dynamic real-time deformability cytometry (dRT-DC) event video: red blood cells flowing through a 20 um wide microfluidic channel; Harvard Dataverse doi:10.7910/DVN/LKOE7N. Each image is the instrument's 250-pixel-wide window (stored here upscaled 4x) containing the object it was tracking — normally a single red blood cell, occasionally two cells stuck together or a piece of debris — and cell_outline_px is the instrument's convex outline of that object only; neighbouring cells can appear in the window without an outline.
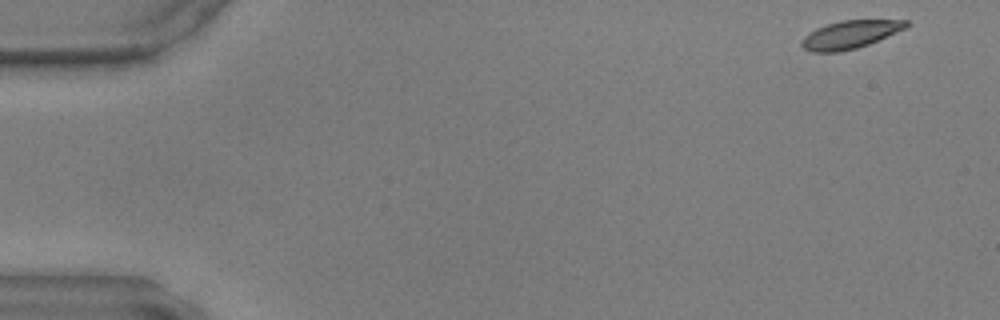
{"species": "common noctule bat (a hibernating species)", "species_latin": "Nyctalus noctula", "temperature_condition": "warm", "stored_images_in_passage": 46, "camera_frame_rate_fps": 3000, "um_per_image_px": 0.085, "animal": {"sex": "male", "body_mass_g": 17.9, "forearm_length_mm": 54.2}, "frame": {"image": 1, "passage_image": 1, "time_ms": 0.0, "image_size_px": [1000, 320], "cell_outline_px": [[912, 24], [904, 28], [868, 44], [856, 48], [840, 52], [812, 52], [804, 48], [800, 44], [804, 36], [816, 28], [840, 20], [908, 20]], "centroid_in_image_um": [72.24, 2.93], "position_along_channel_um": 12.8, "area_um2": 16.82}}
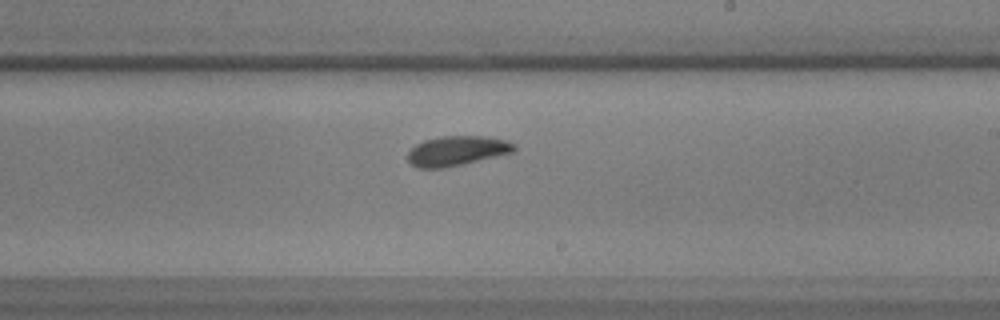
{"frame": {"image": 2, "passage_image": 27, "time_ms": 8.667, "image_size_px": [1000, 320], "cell_outline_px": [[516, 152], [464, 164], [444, 168], [416, 168], [408, 164], [408, 152], [416, 144], [424, 140], [440, 136], [480, 136], [504, 140], [516, 144]], "centroid_in_image_um": [38.83, 12.84], "position_along_channel_um": 250.2, "area_um2": 18.67}}
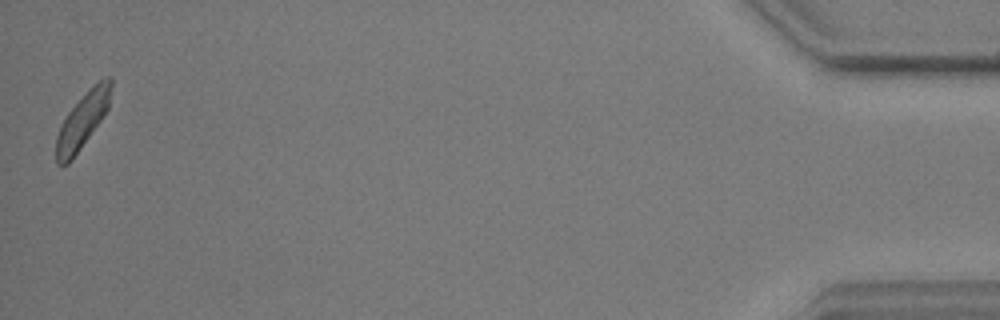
{"frame": {"image": 3, "passage_image": 46, "time_ms": 15.0, "image_size_px": [1000, 320], "cell_outline_px": [[112, 88], [108, 108], [100, 120], [72, 160], [68, 164], [56, 164], [56, 136], [68, 112], [104, 76], [112, 76]], "centroid_in_image_um": [7.02, 10.26], "position_along_channel_um": 428.2, "area_um2": 17.05}}